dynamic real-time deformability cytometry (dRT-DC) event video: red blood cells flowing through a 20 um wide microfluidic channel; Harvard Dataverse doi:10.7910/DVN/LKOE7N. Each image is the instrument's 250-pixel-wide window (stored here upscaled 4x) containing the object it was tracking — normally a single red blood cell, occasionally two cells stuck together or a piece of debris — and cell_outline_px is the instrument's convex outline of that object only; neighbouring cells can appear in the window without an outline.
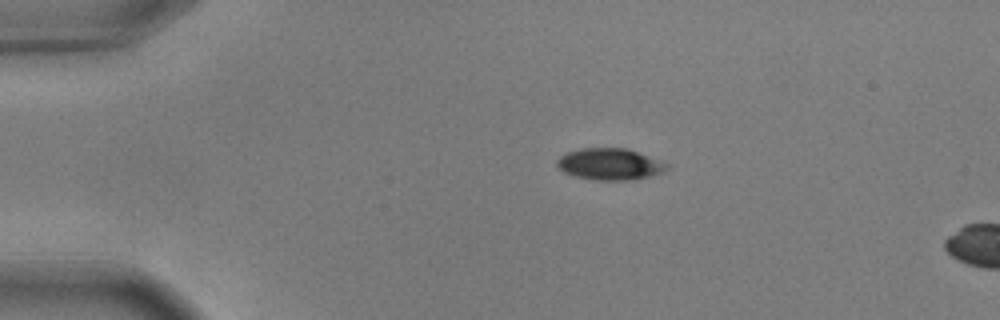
{"species": "common noctule bat (a hibernating species)", "species_latin": "Nyctalus noctula", "temperature_condition": "warm", "stored_images_in_passage": 5, "camera_frame_rate_fps": 3000, "um_per_image_px": 0.085, "animal": {"sex": "male", "body_mass_g": 17.9, "forearm_length_mm": 54.2}, "frame": {"image": 1, "passage_image": 1, "time_ms": 0.0, "image_size_px": [1000, 320], "cell_outline_px": [[672, 164], [664, 172], [648, 176], [628, 180], [600, 180], [576, 176], [564, 172], [556, 164], [556, 160], [560, 156], [568, 152], [584, 148], [628, 148], [664, 160]], "centroid_in_image_um": [51.92, 13.93], "position_along_channel_um": 33.1, "area_um2": 20.35}}